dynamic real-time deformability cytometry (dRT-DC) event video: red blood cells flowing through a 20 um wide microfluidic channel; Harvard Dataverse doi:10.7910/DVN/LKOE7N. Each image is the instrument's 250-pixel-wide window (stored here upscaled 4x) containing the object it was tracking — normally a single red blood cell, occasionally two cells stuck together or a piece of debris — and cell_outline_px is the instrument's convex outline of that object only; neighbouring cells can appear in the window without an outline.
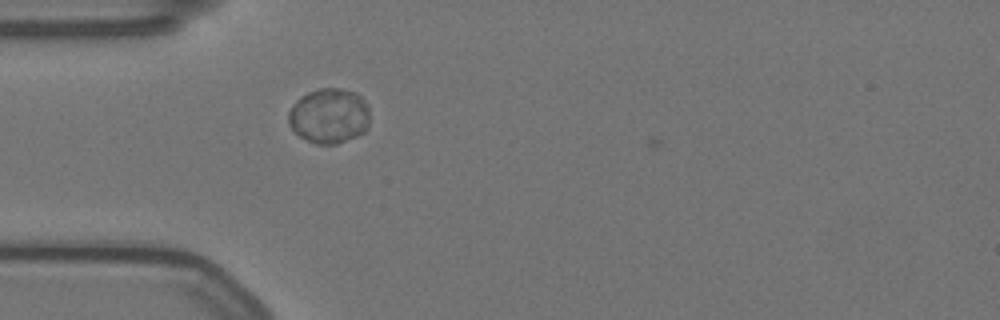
{"species": "Egyptian fruit bat (a non-hibernating species)", "species_latin": "Rousettus aegyptiacus", "temperature_condition": "warm", "stored_images_in_passage": 11, "camera_frame_rate_fps": 3000, "um_per_image_px": 0.085, "animal": {"sex": "female"}, "frame": {"image": 1, "passage_image": 6, "time_ms": 1.667, "image_size_px": [1000, 320], "cell_outline_px": [[368, 128], [364, 132], [356, 136], [336, 144], [316, 144], [300, 136], [288, 124], [288, 112], [300, 96], [308, 92], [320, 88], [340, 88], [356, 92], [368, 104]], "centroid_in_image_um": [27.98, 9.84], "position_along_channel_um": 57.0, "area_um2": 26.13}}
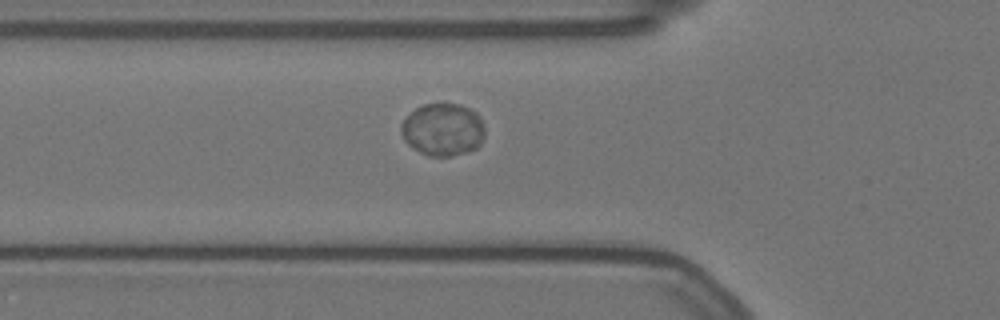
{"frame": {"image": 2, "passage_image": 9, "time_ms": 2.667, "image_size_px": [1000, 320], "cell_outline_px": [[484, 136], [480, 144], [476, 148], [452, 156], [428, 156], [412, 148], [404, 140], [400, 132], [400, 124], [416, 108], [424, 104], [444, 100], [460, 104], [476, 112], [480, 116], [484, 128]], "centroid_in_image_um": [37.63, 10.97], "position_along_channel_um": 88.2, "area_um2": 26.13}}